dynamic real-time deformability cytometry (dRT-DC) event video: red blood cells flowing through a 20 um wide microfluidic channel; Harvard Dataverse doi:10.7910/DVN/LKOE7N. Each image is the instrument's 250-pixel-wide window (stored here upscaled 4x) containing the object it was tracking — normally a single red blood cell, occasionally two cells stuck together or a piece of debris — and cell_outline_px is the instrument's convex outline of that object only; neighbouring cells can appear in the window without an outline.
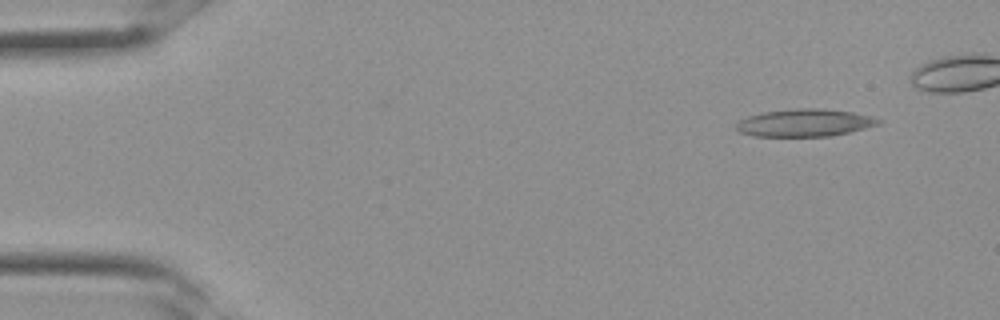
{"species": "Egyptian fruit bat (a non-hibernating species)", "species_latin": "Rousettus aegyptiacus", "temperature_condition": "room temperature", "stored_images_in_passage": 27, "camera_frame_rate_fps": 3000, "um_per_image_px": 0.085, "frame": {"image": 1, "passage_image": 1, "time_ms": 0.0, "image_size_px": [1000, 320], "cell_outline_px": [[884, 120], [880, 124], [848, 132], [828, 136], [752, 136], [740, 132], [736, 128], [736, 124], [740, 120], [748, 116], [764, 112], [800, 108], [816, 108], [852, 112], [872, 116]], "centroid_in_image_um": [68.41, 10.44], "position_along_channel_um": 16.6, "area_um2": 22.6}}
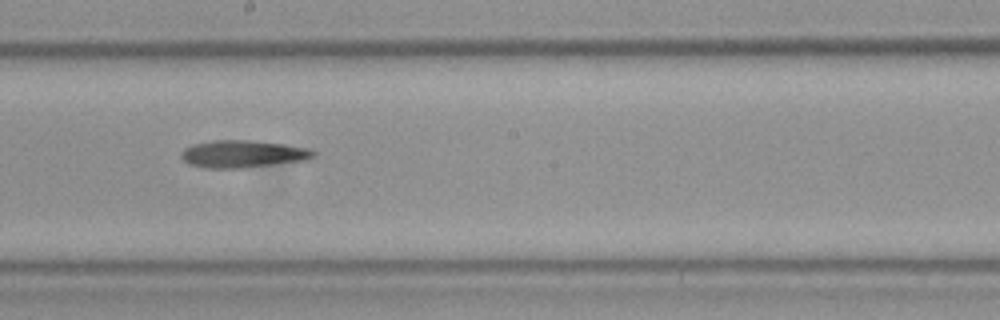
{"frame": {"image": 2, "passage_image": 16, "time_ms": 5.0, "image_size_px": [1000, 320], "cell_outline_px": [[316, 156], [308, 160], [244, 168], [208, 168], [188, 164], [180, 156], [180, 152], [184, 148], [192, 144], [216, 140], [248, 140], [284, 144], [308, 148], [316, 152]], "centroid_in_image_um": [20.65, 13.09], "position_along_channel_um": 227.6, "area_um2": 21.21}}
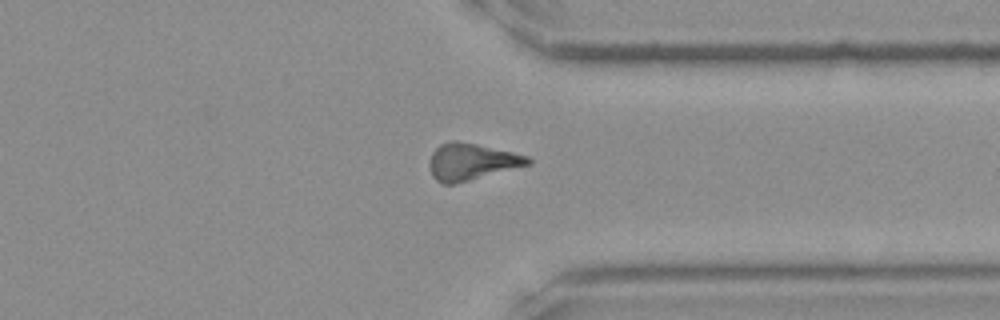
{"frame": {"image": 3, "passage_image": 23, "time_ms": 7.333, "image_size_px": [1000, 320], "cell_outline_px": [[532, 164], [452, 184], [444, 184], [436, 180], [432, 176], [428, 164], [432, 152], [440, 144], [448, 140], [456, 140], [476, 144], [512, 152], [528, 156], [532, 160]], "centroid_in_image_um": [40.05, 13.73], "position_along_channel_um": 371.4, "area_um2": 20.98}}